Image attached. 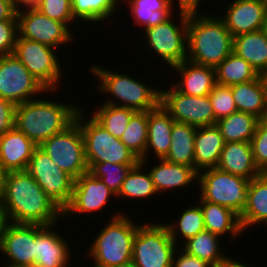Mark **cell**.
Instances as JSON below:
<instances>
[{
  "label": "cell",
  "mask_w": 267,
  "mask_h": 267,
  "mask_svg": "<svg viewBox=\"0 0 267 267\" xmlns=\"http://www.w3.org/2000/svg\"><path fill=\"white\" fill-rule=\"evenodd\" d=\"M39 147L74 180L88 172L84 139L76 121L63 132L47 139Z\"/></svg>",
  "instance_id": "cell-12"
},
{
  "label": "cell",
  "mask_w": 267,
  "mask_h": 267,
  "mask_svg": "<svg viewBox=\"0 0 267 267\" xmlns=\"http://www.w3.org/2000/svg\"><path fill=\"white\" fill-rule=\"evenodd\" d=\"M147 139L148 111H137L130 119L120 140L134 155L141 159L145 154Z\"/></svg>",
  "instance_id": "cell-39"
},
{
  "label": "cell",
  "mask_w": 267,
  "mask_h": 267,
  "mask_svg": "<svg viewBox=\"0 0 267 267\" xmlns=\"http://www.w3.org/2000/svg\"><path fill=\"white\" fill-rule=\"evenodd\" d=\"M0 253L8 260L2 264L5 267H34L36 224L7 222L2 232Z\"/></svg>",
  "instance_id": "cell-16"
},
{
  "label": "cell",
  "mask_w": 267,
  "mask_h": 267,
  "mask_svg": "<svg viewBox=\"0 0 267 267\" xmlns=\"http://www.w3.org/2000/svg\"><path fill=\"white\" fill-rule=\"evenodd\" d=\"M17 35V20L0 21V56L13 54Z\"/></svg>",
  "instance_id": "cell-44"
},
{
  "label": "cell",
  "mask_w": 267,
  "mask_h": 267,
  "mask_svg": "<svg viewBox=\"0 0 267 267\" xmlns=\"http://www.w3.org/2000/svg\"><path fill=\"white\" fill-rule=\"evenodd\" d=\"M58 91L47 90L48 98L41 95L16 105L15 127L37 146L70 126L81 108L79 104L49 98L51 93L54 95Z\"/></svg>",
  "instance_id": "cell-2"
},
{
  "label": "cell",
  "mask_w": 267,
  "mask_h": 267,
  "mask_svg": "<svg viewBox=\"0 0 267 267\" xmlns=\"http://www.w3.org/2000/svg\"><path fill=\"white\" fill-rule=\"evenodd\" d=\"M16 17L18 36L21 38L61 50V46L71 44L75 37V32L65 23L47 17L33 5L18 6Z\"/></svg>",
  "instance_id": "cell-11"
},
{
  "label": "cell",
  "mask_w": 267,
  "mask_h": 267,
  "mask_svg": "<svg viewBox=\"0 0 267 267\" xmlns=\"http://www.w3.org/2000/svg\"><path fill=\"white\" fill-rule=\"evenodd\" d=\"M251 146L256 166L262 173H267V116L259 119Z\"/></svg>",
  "instance_id": "cell-43"
},
{
  "label": "cell",
  "mask_w": 267,
  "mask_h": 267,
  "mask_svg": "<svg viewBox=\"0 0 267 267\" xmlns=\"http://www.w3.org/2000/svg\"><path fill=\"white\" fill-rule=\"evenodd\" d=\"M18 4L16 0H0V21L17 20Z\"/></svg>",
  "instance_id": "cell-48"
},
{
  "label": "cell",
  "mask_w": 267,
  "mask_h": 267,
  "mask_svg": "<svg viewBox=\"0 0 267 267\" xmlns=\"http://www.w3.org/2000/svg\"><path fill=\"white\" fill-rule=\"evenodd\" d=\"M208 96L214 113V125L218 120L238 111L233 100L231 87L216 84Z\"/></svg>",
  "instance_id": "cell-42"
},
{
  "label": "cell",
  "mask_w": 267,
  "mask_h": 267,
  "mask_svg": "<svg viewBox=\"0 0 267 267\" xmlns=\"http://www.w3.org/2000/svg\"><path fill=\"white\" fill-rule=\"evenodd\" d=\"M172 267H213V266L208 262L197 258L196 256H192L186 253L179 246L174 253L172 260Z\"/></svg>",
  "instance_id": "cell-46"
},
{
  "label": "cell",
  "mask_w": 267,
  "mask_h": 267,
  "mask_svg": "<svg viewBox=\"0 0 267 267\" xmlns=\"http://www.w3.org/2000/svg\"><path fill=\"white\" fill-rule=\"evenodd\" d=\"M174 15L161 24L141 31L144 32L143 44L149 47L154 57L158 56L169 67L187 60L188 15L179 13L177 22L173 21Z\"/></svg>",
  "instance_id": "cell-9"
},
{
  "label": "cell",
  "mask_w": 267,
  "mask_h": 267,
  "mask_svg": "<svg viewBox=\"0 0 267 267\" xmlns=\"http://www.w3.org/2000/svg\"><path fill=\"white\" fill-rule=\"evenodd\" d=\"M217 168L248 180L262 174L255 164L251 142L225 143Z\"/></svg>",
  "instance_id": "cell-24"
},
{
  "label": "cell",
  "mask_w": 267,
  "mask_h": 267,
  "mask_svg": "<svg viewBox=\"0 0 267 267\" xmlns=\"http://www.w3.org/2000/svg\"><path fill=\"white\" fill-rule=\"evenodd\" d=\"M200 204L205 230L216 234L221 238L224 235H230L228 238L233 242L243 237V230L240 224L239 216L231 209L219 204L202 200L200 197L196 200ZM239 237V238H238ZM235 240V241H234Z\"/></svg>",
  "instance_id": "cell-25"
},
{
  "label": "cell",
  "mask_w": 267,
  "mask_h": 267,
  "mask_svg": "<svg viewBox=\"0 0 267 267\" xmlns=\"http://www.w3.org/2000/svg\"><path fill=\"white\" fill-rule=\"evenodd\" d=\"M148 163L147 161H140L135 167L131 168L121 185L119 193L116 195V199L122 197L129 200L133 199V202L138 199L137 201L140 202L158 194L149 171H146L145 166Z\"/></svg>",
  "instance_id": "cell-34"
},
{
  "label": "cell",
  "mask_w": 267,
  "mask_h": 267,
  "mask_svg": "<svg viewBox=\"0 0 267 267\" xmlns=\"http://www.w3.org/2000/svg\"><path fill=\"white\" fill-rule=\"evenodd\" d=\"M46 93L47 89L14 54L0 56V98L18 105Z\"/></svg>",
  "instance_id": "cell-13"
},
{
  "label": "cell",
  "mask_w": 267,
  "mask_h": 267,
  "mask_svg": "<svg viewBox=\"0 0 267 267\" xmlns=\"http://www.w3.org/2000/svg\"><path fill=\"white\" fill-rule=\"evenodd\" d=\"M202 13L188 15L187 60L216 68L233 52V36L218 15Z\"/></svg>",
  "instance_id": "cell-3"
},
{
  "label": "cell",
  "mask_w": 267,
  "mask_h": 267,
  "mask_svg": "<svg viewBox=\"0 0 267 267\" xmlns=\"http://www.w3.org/2000/svg\"><path fill=\"white\" fill-rule=\"evenodd\" d=\"M136 112L131 108L102 103L96 110L94 108L90 115L112 136L120 139Z\"/></svg>",
  "instance_id": "cell-38"
},
{
  "label": "cell",
  "mask_w": 267,
  "mask_h": 267,
  "mask_svg": "<svg viewBox=\"0 0 267 267\" xmlns=\"http://www.w3.org/2000/svg\"><path fill=\"white\" fill-rule=\"evenodd\" d=\"M259 76H260V80L264 88V93L266 97V105H267V71L262 72L261 74H259Z\"/></svg>",
  "instance_id": "cell-50"
},
{
  "label": "cell",
  "mask_w": 267,
  "mask_h": 267,
  "mask_svg": "<svg viewBox=\"0 0 267 267\" xmlns=\"http://www.w3.org/2000/svg\"><path fill=\"white\" fill-rule=\"evenodd\" d=\"M232 256L228 255V257L222 261L217 267H253V266H249L247 265L246 263H243L244 261H240L239 259L238 260H235L237 258H231Z\"/></svg>",
  "instance_id": "cell-49"
},
{
  "label": "cell",
  "mask_w": 267,
  "mask_h": 267,
  "mask_svg": "<svg viewBox=\"0 0 267 267\" xmlns=\"http://www.w3.org/2000/svg\"><path fill=\"white\" fill-rule=\"evenodd\" d=\"M52 225L36 224V258L34 267H71L70 243ZM69 265V266H68Z\"/></svg>",
  "instance_id": "cell-18"
},
{
  "label": "cell",
  "mask_w": 267,
  "mask_h": 267,
  "mask_svg": "<svg viewBox=\"0 0 267 267\" xmlns=\"http://www.w3.org/2000/svg\"><path fill=\"white\" fill-rule=\"evenodd\" d=\"M136 165L113 164L109 162L93 163L88 172L99 178L115 195L120 191L126 175Z\"/></svg>",
  "instance_id": "cell-40"
},
{
  "label": "cell",
  "mask_w": 267,
  "mask_h": 267,
  "mask_svg": "<svg viewBox=\"0 0 267 267\" xmlns=\"http://www.w3.org/2000/svg\"><path fill=\"white\" fill-rule=\"evenodd\" d=\"M174 120L170 114L159 104L148 111V139L144 156L140 161H147L152 152L157 159H164L172 142L171 133ZM150 154V155H149Z\"/></svg>",
  "instance_id": "cell-23"
},
{
  "label": "cell",
  "mask_w": 267,
  "mask_h": 267,
  "mask_svg": "<svg viewBox=\"0 0 267 267\" xmlns=\"http://www.w3.org/2000/svg\"><path fill=\"white\" fill-rule=\"evenodd\" d=\"M89 69L98 82L95 89L106 96L110 94L111 99L107 96L106 101L101 103L136 111H149L160 104V87L149 86L151 84L147 85L142 78L140 81L138 77L121 71L116 72L98 64L91 65Z\"/></svg>",
  "instance_id": "cell-5"
},
{
  "label": "cell",
  "mask_w": 267,
  "mask_h": 267,
  "mask_svg": "<svg viewBox=\"0 0 267 267\" xmlns=\"http://www.w3.org/2000/svg\"><path fill=\"white\" fill-rule=\"evenodd\" d=\"M126 211L112 213L86 249L91 267H117L132 262L133 240L140 225ZM131 218V219H130Z\"/></svg>",
  "instance_id": "cell-4"
},
{
  "label": "cell",
  "mask_w": 267,
  "mask_h": 267,
  "mask_svg": "<svg viewBox=\"0 0 267 267\" xmlns=\"http://www.w3.org/2000/svg\"><path fill=\"white\" fill-rule=\"evenodd\" d=\"M132 15L135 26L150 28L165 22L175 13L169 0H122ZM127 2V3H126Z\"/></svg>",
  "instance_id": "cell-29"
},
{
  "label": "cell",
  "mask_w": 267,
  "mask_h": 267,
  "mask_svg": "<svg viewBox=\"0 0 267 267\" xmlns=\"http://www.w3.org/2000/svg\"><path fill=\"white\" fill-rule=\"evenodd\" d=\"M220 239V236L205 230L187 239L180 245V248L186 253L208 262L213 267H217L228 257L227 253L225 254L223 251Z\"/></svg>",
  "instance_id": "cell-33"
},
{
  "label": "cell",
  "mask_w": 267,
  "mask_h": 267,
  "mask_svg": "<svg viewBox=\"0 0 267 267\" xmlns=\"http://www.w3.org/2000/svg\"><path fill=\"white\" fill-rule=\"evenodd\" d=\"M4 176H5V172L0 169V204L3 199Z\"/></svg>",
  "instance_id": "cell-52"
},
{
  "label": "cell",
  "mask_w": 267,
  "mask_h": 267,
  "mask_svg": "<svg viewBox=\"0 0 267 267\" xmlns=\"http://www.w3.org/2000/svg\"><path fill=\"white\" fill-rule=\"evenodd\" d=\"M37 145L16 127L0 136V169L26 171Z\"/></svg>",
  "instance_id": "cell-20"
},
{
  "label": "cell",
  "mask_w": 267,
  "mask_h": 267,
  "mask_svg": "<svg viewBox=\"0 0 267 267\" xmlns=\"http://www.w3.org/2000/svg\"><path fill=\"white\" fill-rule=\"evenodd\" d=\"M264 30H265V32L267 34V12H266V16H265Z\"/></svg>",
  "instance_id": "cell-55"
},
{
  "label": "cell",
  "mask_w": 267,
  "mask_h": 267,
  "mask_svg": "<svg viewBox=\"0 0 267 267\" xmlns=\"http://www.w3.org/2000/svg\"><path fill=\"white\" fill-rule=\"evenodd\" d=\"M179 246L167 226L159 221L140 223L133 240L132 262L136 267H172Z\"/></svg>",
  "instance_id": "cell-8"
},
{
  "label": "cell",
  "mask_w": 267,
  "mask_h": 267,
  "mask_svg": "<svg viewBox=\"0 0 267 267\" xmlns=\"http://www.w3.org/2000/svg\"><path fill=\"white\" fill-rule=\"evenodd\" d=\"M6 223L7 221H6L5 215L3 213L2 207L0 206V244H1L3 228Z\"/></svg>",
  "instance_id": "cell-51"
},
{
  "label": "cell",
  "mask_w": 267,
  "mask_h": 267,
  "mask_svg": "<svg viewBox=\"0 0 267 267\" xmlns=\"http://www.w3.org/2000/svg\"><path fill=\"white\" fill-rule=\"evenodd\" d=\"M243 232L249 227H267V173L249 181L247 203L239 217Z\"/></svg>",
  "instance_id": "cell-27"
},
{
  "label": "cell",
  "mask_w": 267,
  "mask_h": 267,
  "mask_svg": "<svg viewBox=\"0 0 267 267\" xmlns=\"http://www.w3.org/2000/svg\"><path fill=\"white\" fill-rule=\"evenodd\" d=\"M196 126L174 121L172 142L165 160L194 168V138Z\"/></svg>",
  "instance_id": "cell-31"
},
{
  "label": "cell",
  "mask_w": 267,
  "mask_h": 267,
  "mask_svg": "<svg viewBox=\"0 0 267 267\" xmlns=\"http://www.w3.org/2000/svg\"><path fill=\"white\" fill-rule=\"evenodd\" d=\"M180 213L176 220L170 221V223H164L167 226L172 240L178 246L180 242L182 244L187 239L205 231L203 213L199 203H191L188 208L186 207V209ZM180 238H182L181 241Z\"/></svg>",
  "instance_id": "cell-36"
},
{
  "label": "cell",
  "mask_w": 267,
  "mask_h": 267,
  "mask_svg": "<svg viewBox=\"0 0 267 267\" xmlns=\"http://www.w3.org/2000/svg\"><path fill=\"white\" fill-rule=\"evenodd\" d=\"M0 206L7 222L47 226L64 219L63 210L27 171L5 172Z\"/></svg>",
  "instance_id": "cell-1"
},
{
  "label": "cell",
  "mask_w": 267,
  "mask_h": 267,
  "mask_svg": "<svg viewBox=\"0 0 267 267\" xmlns=\"http://www.w3.org/2000/svg\"><path fill=\"white\" fill-rule=\"evenodd\" d=\"M26 171L62 210L70 203L74 179L62 171L39 146L35 148Z\"/></svg>",
  "instance_id": "cell-14"
},
{
  "label": "cell",
  "mask_w": 267,
  "mask_h": 267,
  "mask_svg": "<svg viewBox=\"0 0 267 267\" xmlns=\"http://www.w3.org/2000/svg\"><path fill=\"white\" fill-rule=\"evenodd\" d=\"M57 51L17 35L13 54L47 90H58L64 68H61L63 64Z\"/></svg>",
  "instance_id": "cell-10"
},
{
  "label": "cell",
  "mask_w": 267,
  "mask_h": 267,
  "mask_svg": "<svg viewBox=\"0 0 267 267\" xmlns=\"http://www.w3.org/2000/svg\"><path fill=\"white\" fill-rule=\"evenodd\" d=\"M16 105L0 98V136L15 127Z\"/></svg>",
  "instance_id": "cell-45"
},
{
  "label": "cell",
  "mask_w": 267,
  "mask_h": 267,
  "mask_svg": "<svg viewBox=\"0 0 267 267\" xmlns=\"http://www.w3.org/2000/svg\"><path fill=\"white\" fill-rule=\"evenodd\" d=\"M111 197L115 200L116 195L99 178L89 172L83 173L74 180L72 198L63 209V218L103 212Z\"/></svg>",
  "instance_id": "cell-17"
},
{
  "label": "cell",
  "mask_w": 267,
  "mask_h": 267,
  "mask_svg": "<svg viewBox=\"0 0 267 267\" xmlns=\"http://www.w3.org/2000/svg\"><path fill=\"white\" fill-rule=\"evenodd\" d=\"M216 84L233 86L255 80L259 73L243 58L232 52L215 68Z\"/></svg>",
  "instance_id": "cell-37"
},
{
  "label": "cell",
  "mask_w": 267,
  "mask_h": 267,
  "mask_svg": "<svg viewBox=\"0 0 267 267\" xmlns=\"http://www.w3.org/2000/svg\"><path fill=\"white\" fill-rule=\"evenodd\" d=\"M117 267H136V265L133 262H130V263H127V264H124V265H120V266H117Z\"/></svg>",
  "instance_id": "cell-54"
},
{
  "label": "cell",
  "mask_w": 267,
  "mask_h": 267,
  "mask_svg": "<svg viewBox=\"0 0 267 267\" xmlns=\"http://www.w3.org/2000/svg\"><path fill=\"white\" fill-rule=\"evenodd\" d=\"M230 87L238 111L250 113L259 119L267 116L266 97L260 76Z\"/></svg>",
  "instance_id": "cell-30"
},
{
  "label": "cell",
  "mask_w": 267,
  "mask_h": 267,
  "mask_svg": "<svg viewBox=\"0 0 267 267\" xmlns=\"http://www.w3.org/2000/svg\"><path fill=\"white\" fill-rule=\"evenodd\" d=\"M224 144L216 124L197 127L194 138V168L200 172L217 167Z\"/></svg>",
  "instance_id": "cell-26"
},
{
  "label": "cell",
  "mask_w": 267,
  "mask_h": 267,
  "mask_svg": "<svg viewBox=\"0 0 267 267\" xmlns=\"http://www.w3.org/2000/svg\"><path fill=\"white\" fill-rule=\"evenodd\" d=\"M267 6L262 0H233L219 17L233 37L264 29Z\"/></svg>",
  "instance_id": "cell-19"
},
{
  "label": "cell",
  "mask_w": 267,
  "mask_h": 267,
  "mask_svg": "<svg viewBox=\"0 0 267 267\" xmlns=\"http://www.w3.org/2000/svg\"><path fill=\"white\" fill-rule=\"evenodd\" d=\"M169 0V4L171 5V8L173 11H175V6H178V13H183L186 15H195V14H201L202 11H199L201 8L200 6L203 5V0ZM201 3V4H200Z\"/></svg>",
  "instance_id": "cell-47"
},
{
  "label": "cell",
  "mask_w": 267,
  "mask_h": 267,
  "mask_svg": "<svg viewBox=\"0 0 267 267\" xmlns=\"http://www.w3.org/2000/svg\"><path fill=\"white\" fill-rule=\"evenodd\" d=\"M81 107L75 117L84 139L88 168L93 163L137 165L140 159L119 138L112 136L90 114ZM87 116V117H86Z\"/></svg>",
  "instance_id": "cell-6"
},
{
  "label": "cell",
  "mask_w": 267,
  "mask_h": 267,
  "mask_svg": "<svg viewBox=\"0 0 267 267\" xmlns=\"http://www.w3.org/2000/svg\"><path fill=\"white\" fill-rule=\"evenodd\" d=\"M166 89H160V104L174 121L196 127L214 125V113L208 95L201 97L185 95L172 83Z\"/></svg>",
  "instance_id": "cell-15"
},
{
  "label": "cell",
  "mask_w": 267,
  "mask_h": 267,
  "mask_svg": "<svg viewBox=\"0 0 267 267\" xmlns=\"http://www.w3.org/2000/svg\"><path fill=\"white\" fill-rule=\"evenodd\" d=\"M176 77V83L172 84L179 92L189 96L208 95L216 85L215 68L198 65L188 60L171 67Z\"/></svg>",
  "instance_id": "cell-21"
},
{
  "label": "cell",
  "mask_w": 267,
  "mask_h": 267,
  "mask_svg": "<svg viewBox=\"0 0 267 267\" xmlns=\"http://www.w3.org/2000/svg\"><path fill=\"white\" fill-rule=\"evenodd\" d=\"M259 118L241 111H236L228 117L216 122L225 143L230 142H251Z\"/></svg>",
  "instance_id": "cell-35"
},
{
  "label": "cell",
  "mask_w": 267,
  "mask_h": 267,
  "mask_svg": "<svg viewBox=\"0 0 267 267\" xmlns=\"http://www.w3.org/2000/svg\"><path fill=\"white\" fill-rule=\"evenodd\" d=\"M233 52L259 74L267 71V34L264 29L233 37Z\"/></svg>",
  "instance_id": "cell-28"
},
{
  "label": "cell",
  "mask_w": 267,
  "mask_h": 267,
  "mask_svg": "<svg viewBox=\"0 0 267 267\" xmlns=\"http://www.w3.org/2000/svg\"><path fill=\"white\" fill-rule=\"evenodd\" d=\"M159 163L148 168L155 189L159 193H168L175 189H186L198 182V171L195 168L172 163L165 159H154ZM195 182V183H194ZM194 183V184H192ZM189 185V186H188Z\"/></svg>",
  "instance_id": "cell-22"
},
{
  "label": "cell",
  "mask_w": 267,
  "mask_h": 267,
  "mask_svg": "<svg viewBox=\"0 0 267 267\" xmlns=\"http://www.w3.org/2000/svg\"><path fill=\"white\" fill-rule=\"evenodd\" d=\"M249 181L217 167L204 169L198 172V197L229 208L240 217L247 203Z\"/></svg>",
  "instance_id": "cell-7"
},
{
  "label": "cell",
  "mask_w": 267,
  "mask_h": 267,
  "mask_svg": "<svg viewBox=\"0 0 267 267\" xmlns=\"http://www.w3.org/2000/svg\"><path fill=\"white\" fill-rule=\"evenodd\" d=\"M121 4L120 0H71V8L74 19L78 23L92 24L111 22V17L117 15L116 11ZM115 13V14H114ZM108 19V20H107ZM94 23V24H93Z\"/></svg>",
  "instance_id": "cell-32"
},
{
  "label": "cell",
  "mask_w": 267,
  "mask_h": 267,
  "mask_svg": "<svg viewBox=\"0 0 267 267\" xmlns=\"http://www.w3.org/2000/svg\"><path fill=\"white\" fill-rule=\"evenodd\" d=\"M16 1L18 6H21V5H33L38 0H16Z\"/></svg>",
  "instance_id": "cell-53"
},
{
  "label": "cell",
  "mask_w": 267,
  "mask_h": 267,
  "mask_svg": "<svg viewBox=\"0 0 267 267\" xmlns=\"http://www.w3.org/2000/svg\"><path fill=\"white\" fill-rule=\"evenodd\" d=\"M33 6L47 17L65 23L71 30L79 24L73 17L71 0H38Z\"/></svg>",
  "instance_id": "cell-41"
},
{
  "label": "cell",
  "mask_w": 267,
  "mask_h": 267,
  "mask_svg": "<svg viewBox=\"0 0 267 267\" xmlns=\"http://www.w3.org/2000/svg\"><path fill=\"white\" fill-rule=\"evenodd\" d=\"M265 4H266V6H267V0H262Z\"/></svg>",
  "instance_id": "cell-56"
}]
</instances>
